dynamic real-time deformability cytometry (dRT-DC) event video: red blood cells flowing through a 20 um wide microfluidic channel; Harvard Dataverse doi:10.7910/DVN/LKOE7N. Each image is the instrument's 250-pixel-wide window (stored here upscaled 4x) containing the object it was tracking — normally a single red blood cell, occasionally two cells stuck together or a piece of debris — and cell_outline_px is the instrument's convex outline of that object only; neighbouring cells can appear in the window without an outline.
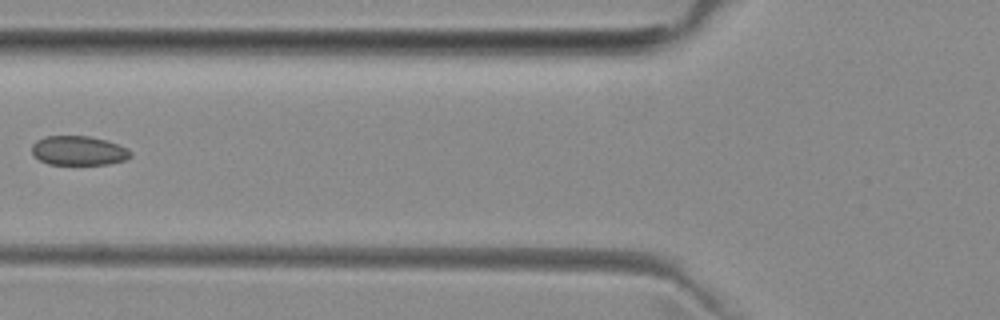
{"species": "common noctule bat (a hibernating species)", "species_latin": "Nyctalus noctula", "temperature_condition": "room temperature", "stored_images_in_passage": 6, "camera_frame_rate_fps": 3000, "um_per_image_px": 0.085, "animal": {"sex": "female", "body_mass_g": 29.2, "forearm_length_mm": 56.3}, "frame": {"image": 1, "passage_image": 5, "time_ms": 5.667, "image_size_px": [1000, 320], "cell_outline_px": [[132, 156], [124, 160], [108, 164], [48, 164], [40, 160], [32, 152], [32, 144], [36, 140], [44, 136], [88, 136], [104, 140], [128, 148], [132, 152]], "centroid_in_image_um": [6.67, 12.8], "position_along_channel_um": 119.1, "area_um2": 16.76}}
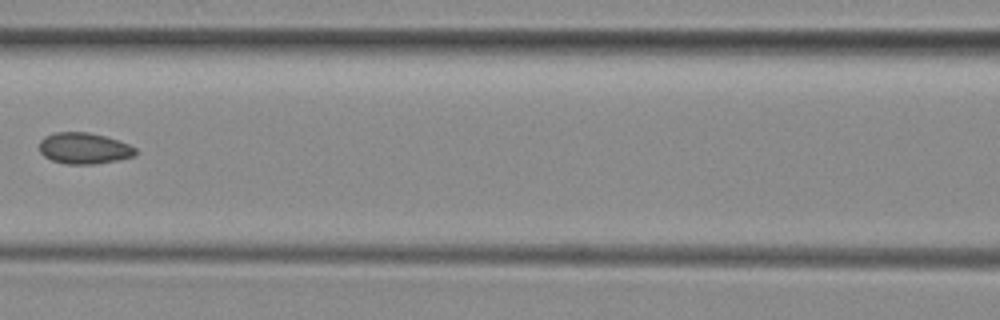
{"frame": {"image": 2, "passage_image": 6, "time_ms": 6.667, "image_size_px": [1000, 320], "cell_outline_px": [[136, 156], [116, 160], [92, 164], [68, 164], [52, 160], [44, 156], [40, 152], [40, 140], [44, 136], [56, 132], [88, 132], [104, 136], [128, 144], [136, 148]], "centroid_in_image_um": [7.13, 12.6], "position_along_channel_um": 159.5, "area_um2": 17.34}}